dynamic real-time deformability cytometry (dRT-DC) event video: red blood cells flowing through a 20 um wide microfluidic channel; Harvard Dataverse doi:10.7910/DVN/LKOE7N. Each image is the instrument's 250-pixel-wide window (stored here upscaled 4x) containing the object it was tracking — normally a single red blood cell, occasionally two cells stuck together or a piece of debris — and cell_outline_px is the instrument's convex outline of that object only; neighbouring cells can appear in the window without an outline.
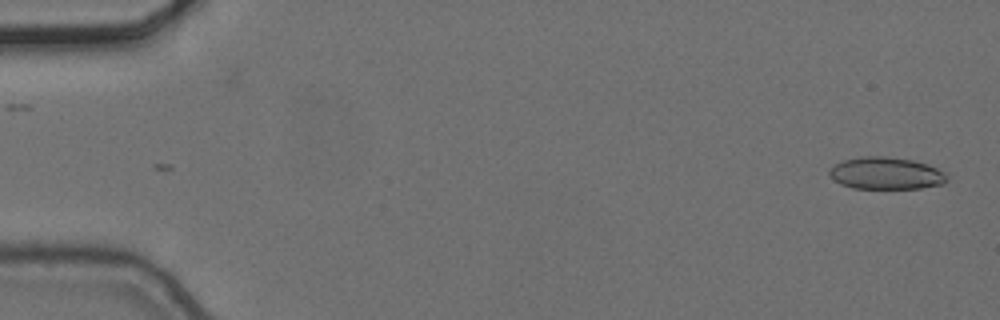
{"species": "common noctule bat (a hibernating species)", "species_latin": "Nyctalus noctula", "temperature_condition": "cold", "stored_images_in_passage": 2, "camera_frame_rate_fps": 3000, "um_per_image_px": 0.085, "animal": {"sex": "female", "body_mass_g": 24.6, "forearm_length_mm": 56.2}, "frame": {"image": 1, "passage_image": 2, "time_ms": 0.333, "image_size_px": [1000, 320], "cell_outline_px": [[948, 180], [944, 184], [920, 188], [852, 188], [840, 184], [828, 172], [836, 164], [844, 160], [860, 156], [884, 156], [912, 160], [928, 164], [944, 172], [948, 176]], "centroid_in_image_um": [75.35, 14.73], "position_along_channel_um": 9.6, "area_um2": 21.91}}